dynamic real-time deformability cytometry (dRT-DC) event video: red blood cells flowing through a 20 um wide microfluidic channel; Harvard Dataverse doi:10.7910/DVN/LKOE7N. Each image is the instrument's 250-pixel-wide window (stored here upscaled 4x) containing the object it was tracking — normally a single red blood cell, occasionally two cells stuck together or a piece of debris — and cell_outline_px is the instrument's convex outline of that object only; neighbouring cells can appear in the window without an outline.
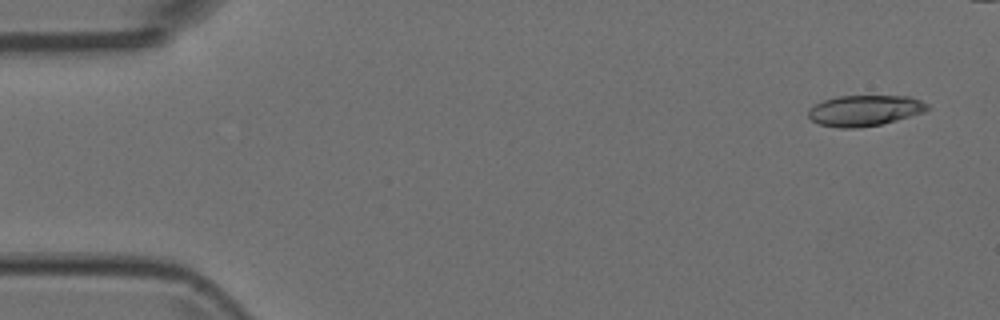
{"species": "Egyptian fruit bat (a non-hibernating species)", "species_latin": "Rousettus aegyptiacus", "temperature_condition": "room temperature", "stored_images_in_passage": 5, "camera_frame_rate_fps": 3000, "um_per_image_px": 0.085, "animal": {"sex": "female"}, "frame": {"image": 1, "passage_image": 1, "time_ms": 0.0, "image_size_px": [1000, 320], "cell_outline_px": [[928, 108], [924, 112], [896, 120], [880, 124], [856, 128], [840, 128], [820, 124], [812, 120], [808, 116], [808, 108], [824, 100], [836, 96], [908, 96], [920, 100], [928, 104]], "centroid_in_image_um": [73.47, 9.39], "position_along_channel_um": 11.5, "area_um2": 21.21}}